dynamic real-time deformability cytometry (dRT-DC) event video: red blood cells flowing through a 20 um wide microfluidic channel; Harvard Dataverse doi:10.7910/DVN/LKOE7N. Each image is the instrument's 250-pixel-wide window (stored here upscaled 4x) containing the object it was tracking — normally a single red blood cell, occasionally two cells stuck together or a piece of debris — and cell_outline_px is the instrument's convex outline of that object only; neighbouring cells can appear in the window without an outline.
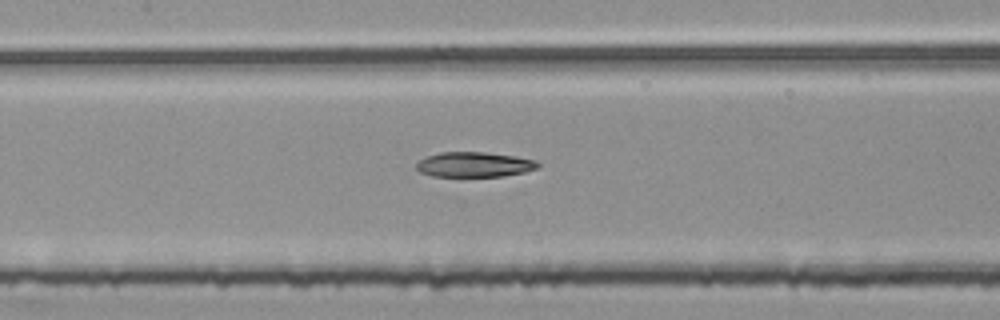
{"species": "common noctule bat (a hibernating species)", "species_latin": "Nyctalus noctula", "temperature_condition": "room temperature", "stored_images_in_passage": 51, "segment_of_instrument_passage": [2, 2], "camera_frame_rate_fps": 3000, "um_per_image_px": 0.085, "animal": {"sex": "female", "body_mass_g": 25.1}, "frame": {"image": 1, "passage_image": 22, "time_ms": 7.0, "image_size_px": [1000, 320], "cell_outline_px": [[540, 164], [536, 168], [524, 172], [504, 176], [432, 176], [420, 172], [416, 168], [416, 164], [420, 160], [428, 156], [440, 152], [484, 152], [516, 156], [536, 160]], "centroid_in_image_um": [40.32, 13.98], "position_along_channel_um": 167.1, "area_um2": 17.63}}
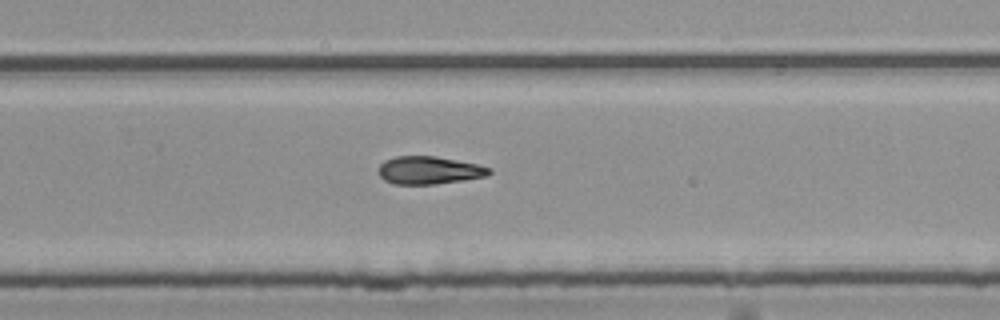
{"frame": {"image": 2, "passage_image": 32, "time_ms": 10.333, "image_size_px": [1000, 320], "cell_outline_px": [[492, 172], [488, 176], [464, 180], [436, 184], [392, 184], [384, 180], [380, 176], [380, 164], [384, 160], [396, 156], [436, 156], [476, 164], [492, 168]], "centroid_in_image_um": [36.49, 14.47], "position_along_channel_um": 293.3, "area_um2": 17.98}}
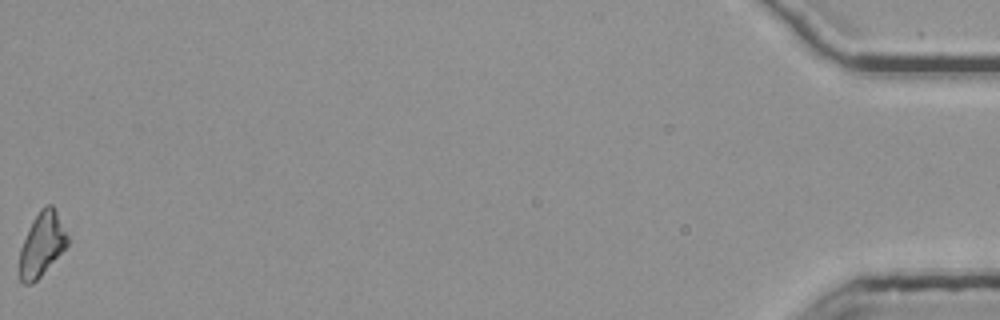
{"frame": {"image": 3, "passage_image": 51, "time_ms": 16.667, "image_size_px": [1000, 320], "cell_outline_px": [[68, 244], [40, 276], [32, 284], [24, 284], [20, 280], [16, 272], [20, 248], [28, 228], [32, 220], [40, 208], [44, 204], [52, 204], [68, 236]], "centroid_in_image_um": [3.49, 20.79], "position_along_channel_um": 431.7, "area_um2": 18.03}}